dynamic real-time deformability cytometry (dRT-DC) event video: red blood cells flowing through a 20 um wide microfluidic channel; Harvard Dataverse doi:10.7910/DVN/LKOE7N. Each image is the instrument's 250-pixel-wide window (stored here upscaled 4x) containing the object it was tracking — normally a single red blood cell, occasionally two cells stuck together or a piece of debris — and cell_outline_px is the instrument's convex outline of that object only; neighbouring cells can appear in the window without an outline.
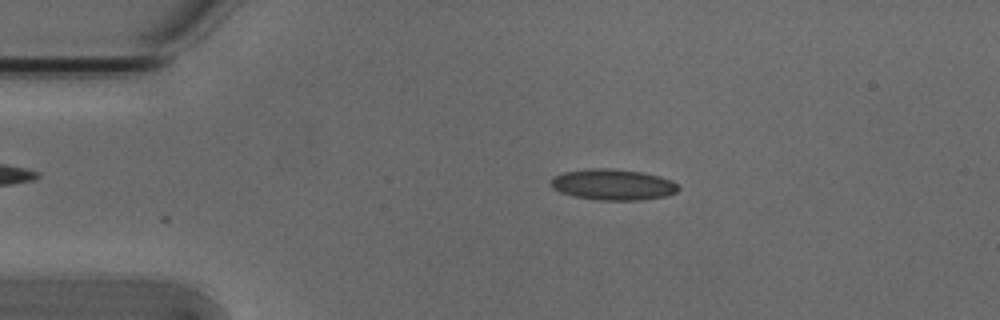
{"species": "Egyptian fruit bat (a non-hibernating species)", "species_latin": "Rousettus aegyptiacus", "temperature_condition": "cold", "stored_images_in_passage": 6, "camera_frame_rate_fps": 3000, "um_per_image_px": 0.085, "animal": {"sex": "male"}, "frame": {"image": 1, "passage_image": 1, "time_ms": 0.0, "image_size_px": [1000, 320], "cell_outline_px": [[680, 188], [676, 192], [668, 196], [644, 200], [600, 200], [576, 196], [560, 192], [552, 188], [552, 176], [564, 172], [592, 168], [612, 168], [644, 172], [660, 176], [672, 180], [680, 184]], "centroid_in_image_um": [52.17, 15.68], "position_along_channel_um": 32.8, "area_um2": 23.24}}
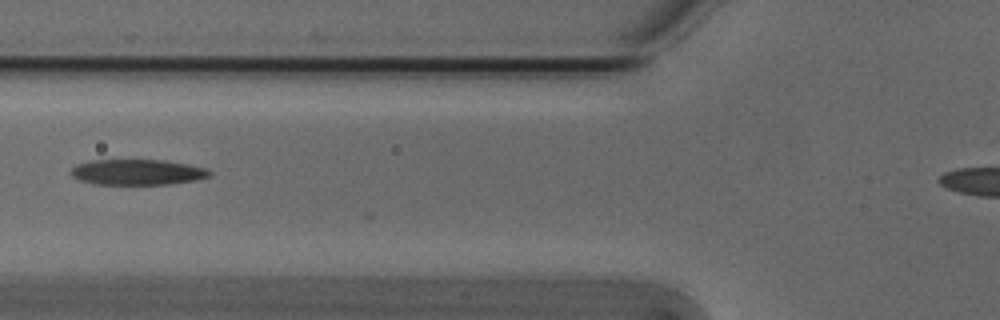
{"frame": {"image": 2, "passage_image": 3, "time_ms": 0.667, "image_size_px": [1000, 320], "cell_outline_px": [[212, 176], [196, 180], [172, 184], [92, 184], [80, 180], [72, 176], [72, 168], [76, 164], [88, 160], [164, 160], [188, 164], [204, 168], [212, 172]], "centroid_in_image_um": [11.69, 14.63], "position_along_channel_um": 114.1, "area_um2": 20.75}}